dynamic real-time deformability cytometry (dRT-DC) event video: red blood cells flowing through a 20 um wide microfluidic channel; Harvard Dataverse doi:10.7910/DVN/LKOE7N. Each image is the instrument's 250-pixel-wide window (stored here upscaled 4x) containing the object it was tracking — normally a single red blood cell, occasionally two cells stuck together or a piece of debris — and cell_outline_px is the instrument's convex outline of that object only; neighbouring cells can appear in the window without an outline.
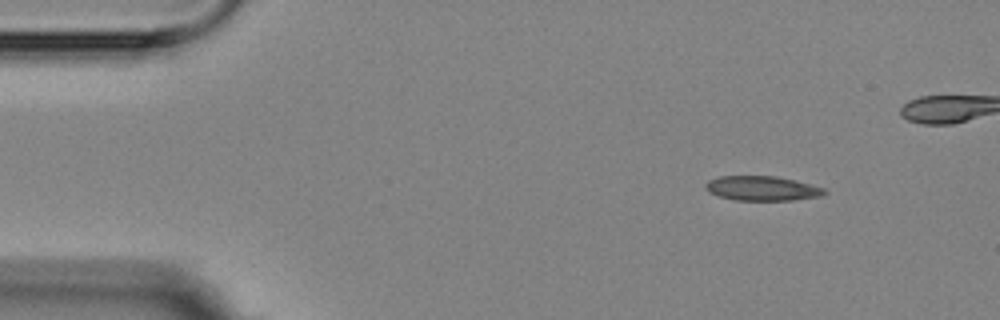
{"species": "Egyptian fruit bat (a non-hibernating species)", "species_latin": "Rousettus aegyptiacus", "temperature_condition": "room temperature", "stored_images_in_passage": 5, "camera_frame_rate_fps": 3000, "um_per_image_px": 0.085, "animal": {"sex": "female"}, "frame": {"image": 1, "passage_image": 1, "time_ms": 0.0, "image_size_px": [1000, 320], "cell_outline_px": [[828, 192], [824, 196], [792, 200], [736, 200], [720, 196], [708, 192], [704, 188], [704, 184], [708, 180], [720, 176], [776, 176], [796, 180], [824, 188]], "centroid_in_image_um": [64.79, 16.01], "position_along_channel_um": 20.2, "area_um2": 17.17}}